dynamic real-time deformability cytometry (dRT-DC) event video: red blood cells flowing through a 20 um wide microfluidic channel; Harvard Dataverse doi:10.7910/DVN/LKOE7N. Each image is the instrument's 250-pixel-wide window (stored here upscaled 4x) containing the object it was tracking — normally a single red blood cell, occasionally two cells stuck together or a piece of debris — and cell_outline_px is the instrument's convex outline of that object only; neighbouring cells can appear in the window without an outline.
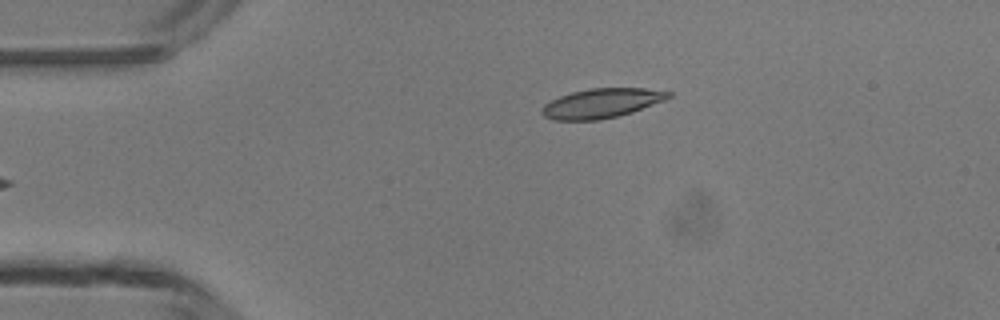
{"species": "common noctule bat (a hibernating species)", "species_latin": "Nyctalus noctula", "temperature_condition": "room temperature", "stored_images_in_passage": 4, "camera_frame_rate_fps": 3000, "um_per_image_px": 0.085, "animal": {"sex": "male", "body_mass_g": 13.3}, "frame": {"image": 1, "passage_image": 4, "time_ms": 4.0, "image_size_px": [1000, 320], "cell_outline_px": [[672, 96], [664, 100], [632, 112], [600, 120], [556, 120], [544, 116], [540, 112], [544, 104], [560, 96], [572, 92], [588, 88], [644, 88], [672, 92]], "centroid_in_image_um": [51.13, 8.77], "position_along_channel_um": 33.9, "area_um2": 21.62}}